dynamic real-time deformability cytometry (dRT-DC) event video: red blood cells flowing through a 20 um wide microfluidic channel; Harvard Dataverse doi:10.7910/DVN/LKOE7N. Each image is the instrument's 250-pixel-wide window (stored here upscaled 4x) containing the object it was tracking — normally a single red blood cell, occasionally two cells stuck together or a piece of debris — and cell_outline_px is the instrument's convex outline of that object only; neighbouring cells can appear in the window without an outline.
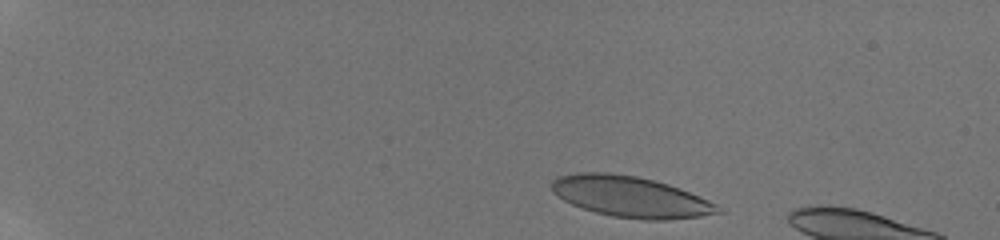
{"species": "human", "species_latin": "Homo sapiens", "temperature_condition": "room temperature", "stored_images_in_passage": 7, "camera_frame_rate_fps": 3000, "um_per_image_px": 0.085, "donor": {"sex": "male"}, "frame": {"image": 1, "passage_image": 2, "time_ms": 0.333, "image_size_px": [1000, 240], "cell_outline_px": [[728, 212], [700, 216], [668, 220], [644, 220], [612, 216], [596, 212], [572, 204], [564, 200], [552, 192], [552, 180], [556, 176], [580, 172], [608, 172], [636, 176], [656, 180], [680, 188], [708, 200], [716, 204]], "centroid_in_image_um": [53.62, 16.72], "position_along_channel_um": 31.4, "area_um2": 39.82}}